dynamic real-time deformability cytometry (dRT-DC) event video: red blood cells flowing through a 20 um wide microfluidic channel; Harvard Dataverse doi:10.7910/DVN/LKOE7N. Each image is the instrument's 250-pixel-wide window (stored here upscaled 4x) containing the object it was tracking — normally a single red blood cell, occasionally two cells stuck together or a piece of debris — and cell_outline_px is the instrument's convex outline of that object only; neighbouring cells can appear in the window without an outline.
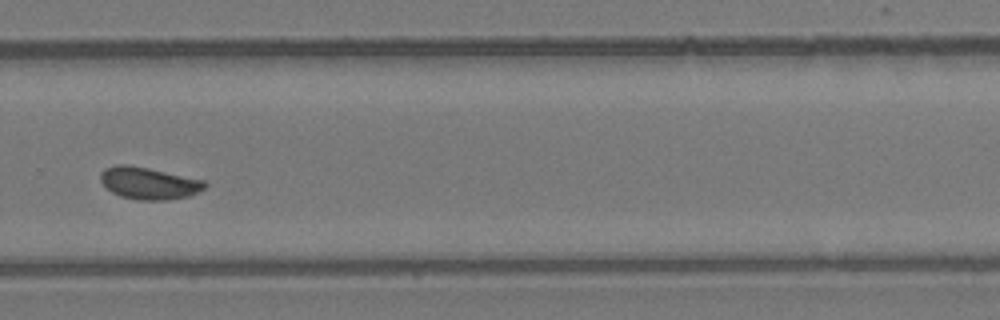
{"species": "common noctule bat (a hibernating species)", "species_latin": "Nyctalus noctula", "temperature_condition": "room temperature", "stored_images_in_passage": 37, "camera_frame_rate_fps": 3000, "um_per_image_px": 0.085, "animal": {"sex": "female", "body_mass_g": 24.6, "forearm_length_mm": 56.2}, "frame": {"image": 1, "passage_image": 22, "time_ms": 7.0, "image_size_px": [1000, 320], "cell_outline_px": [[208, 184], [204, 188], [188, 196], [164, 200], [140, 200], [120, 196], [112, 192], [100, 180], [100, 172], [104, 168], [116, 164], [124, 164], [148, 168], [204, 180]], "centroid_in_image_um": [12.62, 15.56], "position_along_channel_um": 317.2, "area_um2": 19.31}, "authors_computed_cell_mechanics": {"area_um2": 19.0162, "velocity_mm_per_s": 3.8975, "shape_relaxation_time_tau1_ms": 4.9467, "shape_relaxation_time_tau2_ms": 0.8165, "deformation_change_tau1": 0.122, "deformation_change_tau2": 0.0653}}